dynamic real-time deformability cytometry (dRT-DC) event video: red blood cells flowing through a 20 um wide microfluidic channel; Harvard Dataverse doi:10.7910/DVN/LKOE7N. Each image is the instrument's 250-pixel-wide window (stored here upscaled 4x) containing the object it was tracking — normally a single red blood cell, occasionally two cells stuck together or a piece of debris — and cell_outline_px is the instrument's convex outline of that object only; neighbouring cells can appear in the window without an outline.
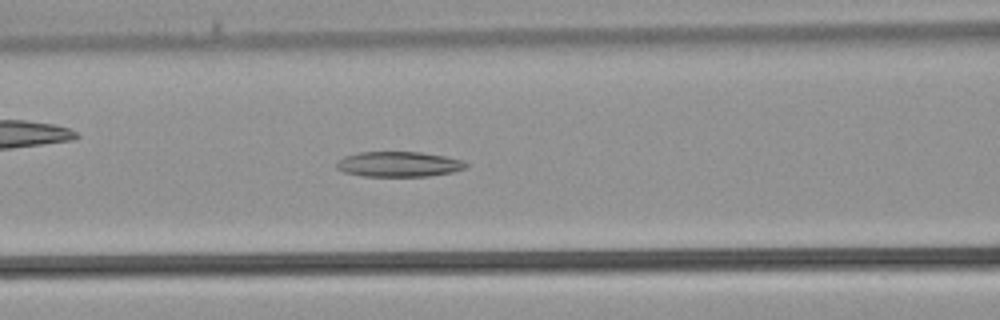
{"species": "common noctule bat (a hibernating species)", "species_latin": "Nyctalus noctula", "temperature_condition": "warm", "stored_images_in_passage": 34, "camera_frame_rate_fps": 3000, "um_per_image_px": 0.085, "animal": {"sex": "male", "body_mass_g": 21.5, "forearm_length_mm": 52.0}, "frame": {"image": 1, "passage_image": 12, "time_ms": 3.667, "image_size_px": [1000, 320], "cell_outline_px": [[468, 168], [452, 172], [428, 176], [360, 176], [344, 172], [336, 168], [336, 160], [344, 156], [360, 152], [420, 152], [444, 156], [464, 160], [468, 164]], "centroid_in_image_um": [33.89, 13.96], "position_along_channel_um": 132.7, "area_um2": 19.19}}
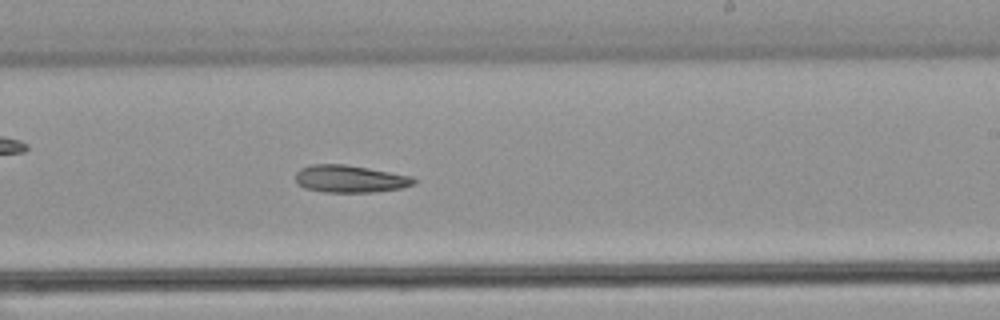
{"frame": {"image": 2, "passage_image": 19, "time_ms": 6.0, "image_size_px": [1000, 320], "cell_outline_px": [[416, 184], [404, 188], [376, 192], [324, 192], [304, 188], [296, 184], [296, 172], [300, 168], [312, 164], [344, 164], [368, 168], [412, 176], [416, 180]], "centroid_in_image_um": [29.76, 15.21], "position_along_channel_um": 259.2, "area_um2": 19.07}}
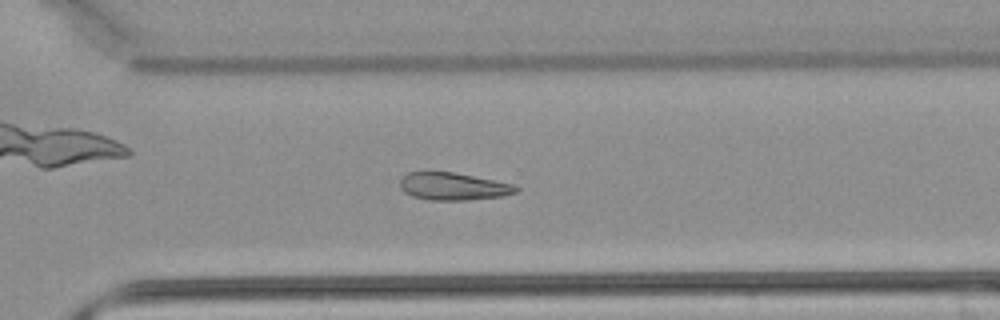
{"frame": {"image": 3, "passage_image": 23, "time_ms": 7.333, "image_size_px": [1000, 320], "cell_outline_px": [[520, 188], [516, 192], [504, 196], [468, 200], [428, 200], [412, 196], [404, 192], [400, 188], [400, 176], [408, 172], [452, 172], [516, 184]], "centroid_in_image_um": [38.52, 15.85], "position_along_channel_um": 332.1, "area_um2": 18.79}}